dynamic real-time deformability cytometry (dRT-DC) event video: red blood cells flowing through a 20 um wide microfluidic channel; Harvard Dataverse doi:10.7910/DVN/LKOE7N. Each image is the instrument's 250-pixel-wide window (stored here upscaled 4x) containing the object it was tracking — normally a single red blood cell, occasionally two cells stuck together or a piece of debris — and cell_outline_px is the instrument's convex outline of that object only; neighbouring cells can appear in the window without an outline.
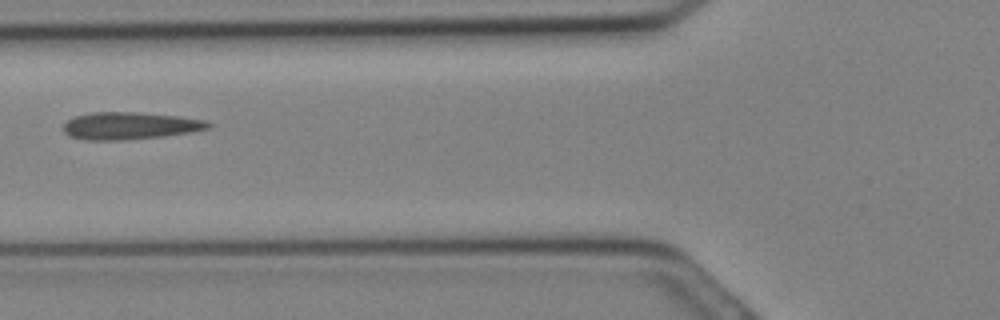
{"species": "Egyptian fruit bat (a non-hibernating species)", "species_latin": "Rousettus aegyptiacus", "temperature_condition": "cold", "stored_images_in_passage": 9, "camera_frame_rate_fps": 3000, "um_per_image_px": 0.085, "animal": {"sex": "female"}, "frame": {"image": 1, "passage_image": 6, "time_ms": 1.667, "image_size_px": [1000, 320], "cell_outline_px": [[212, 124], [208, 128], [192, 132], [164, 136], [120, 140], [84, 140], [68, 136], [64, 132], [64, 124], [68, 120], [76, 116], [92, 112], [136, 112], [176, 116], [204, 120]], "centroid_in_image_um": [11.01, 10.69], "position_along_channel_um": 114.8, "area_um2": 22.89}}
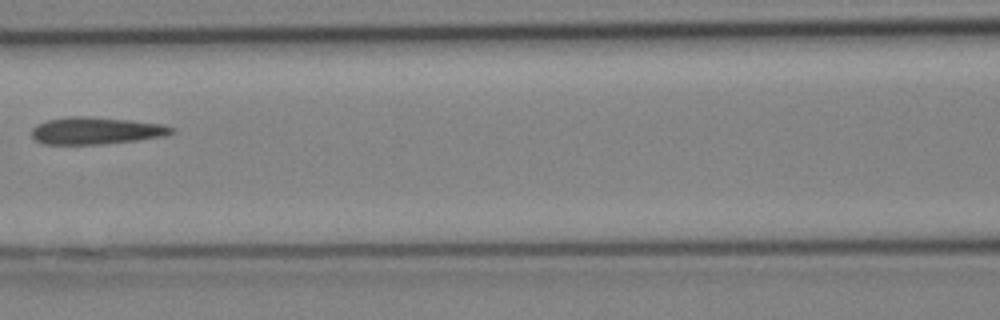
{"frame": {"image": 2, "passage_image": 8, "time_ms": 2.333, "image_size_px": [1000, 320], "cell_outline_px": [[176, 132], [164, 136], [136, 140], [104, 144], [44, 144], [36, 140], [32, 136], [32, 128], [36, 124], [48, 120], [72, 116], [88, 116], [132, 120], [164, 124], [176, 128]], "centroid_in_image_um": [8.21, 11.1], "position_along_channel_um": 158.4, "area_um2": 22.25}}